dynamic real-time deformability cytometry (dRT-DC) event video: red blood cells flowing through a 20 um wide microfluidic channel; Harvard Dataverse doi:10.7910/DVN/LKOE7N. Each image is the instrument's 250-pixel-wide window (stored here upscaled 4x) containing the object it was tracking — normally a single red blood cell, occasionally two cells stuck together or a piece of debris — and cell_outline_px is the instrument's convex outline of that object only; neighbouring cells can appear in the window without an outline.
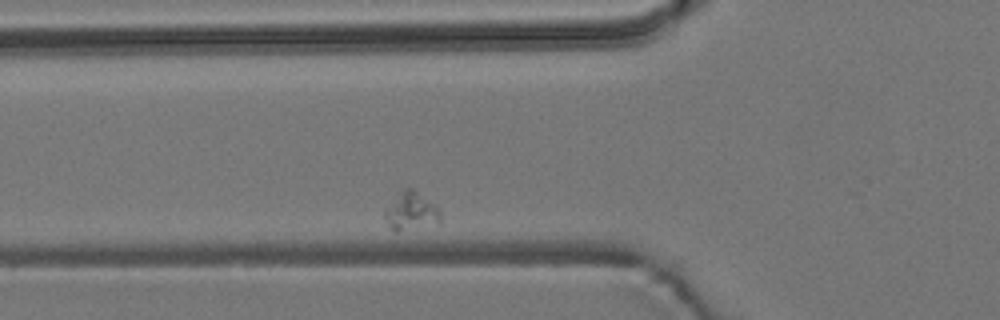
{"species": "common noctule bat (a hibernating species)", "species_latin": "Nyctalus noctula", "temperature_condition": "room temperature", "stored_images_in_passage": 2, "camera_frame_rate_fps": 3000, "um_per_image_px": 0.085, "animal": {"sex": "male", "body_mass_g": 19.2, "forearm_length_mm": 51.8}, "frame": {"image": 1, "passage_image": 2, "time_ms": 1.0, "image_size_px": [1000, 320], "cell_outline_px": [[440, 224], [400, 228], [388, 228], [384, 216], [384, 208], [396, 192], [404, 188], [412, 188], [436, 204], [440, 212]], "centroid_in_image_um": [34.91, 17.88], "position_along_channel_um": 90.9, "area_um2": 12.31}}